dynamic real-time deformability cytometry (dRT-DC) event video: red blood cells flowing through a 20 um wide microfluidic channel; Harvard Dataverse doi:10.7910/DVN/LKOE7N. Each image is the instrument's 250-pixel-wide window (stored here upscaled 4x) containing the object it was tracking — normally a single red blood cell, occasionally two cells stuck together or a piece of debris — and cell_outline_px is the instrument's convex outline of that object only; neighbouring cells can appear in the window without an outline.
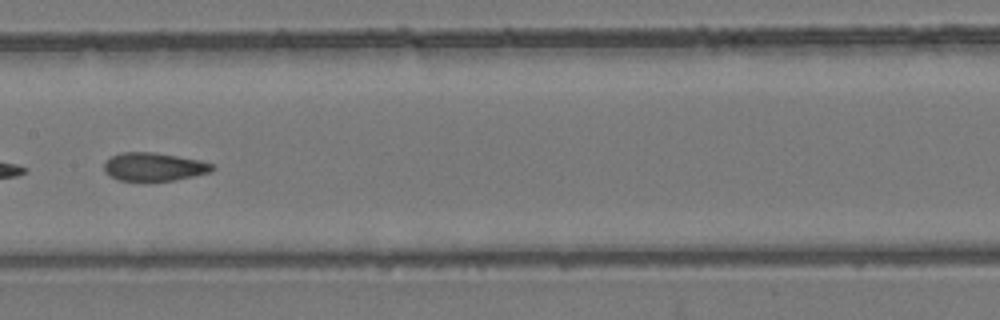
{"species": "common noctule bat (a hibernating species)", "species_latin": "Nyctalus noctula", "temperature_condition": "room temperature", "stored_images_in_passage": 9, "camera_frame_rate_fps": 3000, "um_per_image_px": 0.085, "animal": {"sex": "female", "body_mass_g": 24.6, "forearm_length_mm": 56.2}, "frame": {"image": 1, "passage_image": 8, "time_ms": 8.333, "image_size_px": [1000, 320], "cell_outline_px": [[216, 168], [212, 172], [176, 180], [152, 184], [116, 180], [108, 176], [104, 172], [104, 164], [112, 156], [120, 152], [152, 152], [200, 160], [212, 164]], "centroid_in_image_um": [13.06, 14.24], "position_along_channel_um": 194.3, "area_um2": 18.67}}
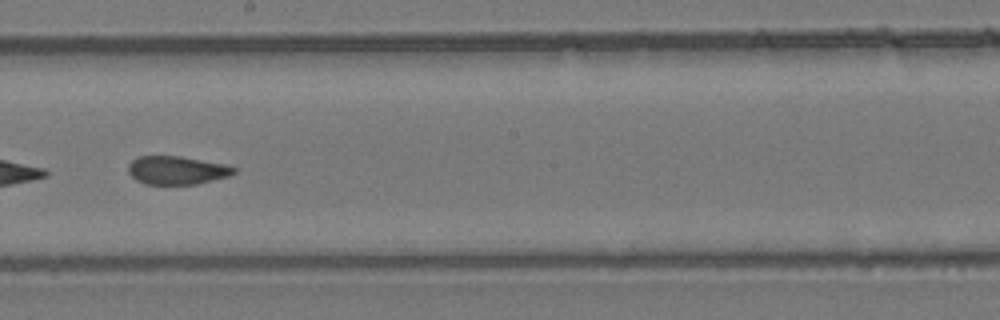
{"frame": {"image": 2, "passage_image": 9, "time_ms": 9.333, "image_size_px": [1000, 320], "cell_outline_px": [[236, 172], [228, 176], [196, 184], [144, 184], [136, 180], [128, 172], [128, 164], [136, 156], [180, 156], [228, 164], [236, 168]], "centroid_in_image_um": [15.02, 14.46], "position_along_channel_um": 233.2, "area_um2": 17.57}}